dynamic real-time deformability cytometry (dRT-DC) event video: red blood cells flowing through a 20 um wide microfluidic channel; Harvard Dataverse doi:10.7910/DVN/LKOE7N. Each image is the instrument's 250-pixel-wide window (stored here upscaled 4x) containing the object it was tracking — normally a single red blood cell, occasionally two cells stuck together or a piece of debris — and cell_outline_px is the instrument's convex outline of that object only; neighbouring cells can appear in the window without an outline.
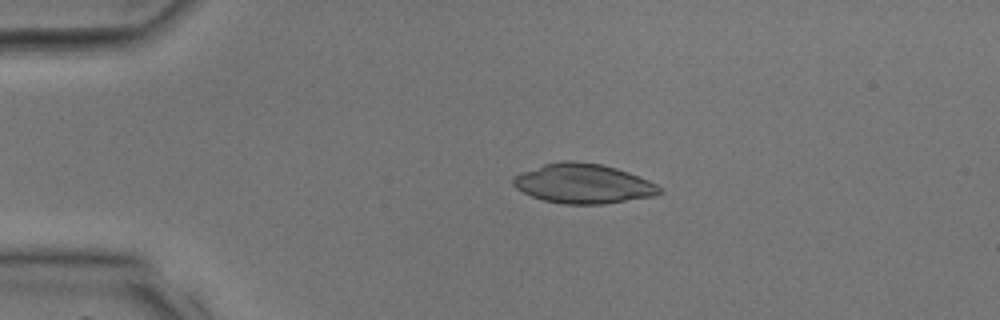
{"species": "common noctule bat (a hibernating species)", "species_latin": "Nyctalus noctula", "temperature_condition": "room temperature", "stored_images_in_passage": 39, "camera_frame_rate_fps": 3000, "um_per_image_px": 0.085, "animal": {"sex": "male", "body_mass_g": 17.9, "forearm_length_mm": 54.2}, "frame": {"image": 1, "passage_image": 9, "time_ms": 2.667, "image_size_px": [1000, 320], "cell_outline_px": [[664, 192], [652, 196], [604, 204], [564, 204], [544, 200], [532, 196], [516, 188], [512, 184], [512, 176], [544, 164], [564, 160], [572, 160], [600, 164], [616, 168], [628, 172], [648, 180], [656, 184]], "centroid_in_image_um": [49.56, 15.6], "position_along_channel_um": 35.4, "area_um2": 33.58}}
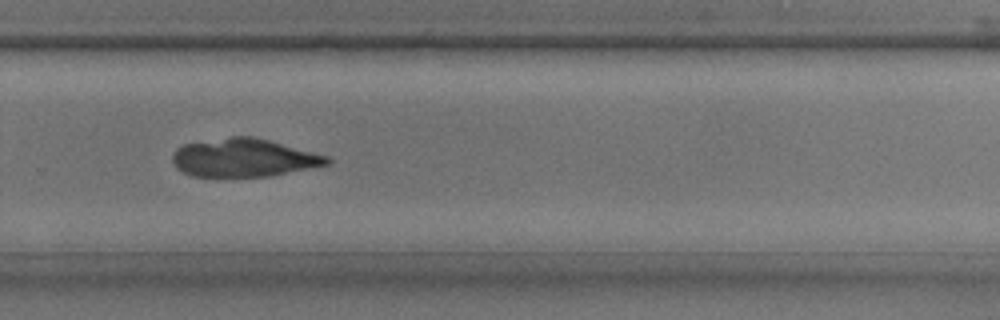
{"frame": {"image": 2, "passage_image": 27, "time_ms": 8.667, "image_size_px": [1000, 320], "cell_outline_px": [[332, 160], [328, 164], [268, 176], [196, 176], [184, 172], [176, 168], [172, 160], [172, 152], [176, 148], [184, 144], [232, 136], [256, 136], [328, 156]], "centroid_in_image_um": [20.7, 13.39], "position_along_channel_um": 309.1, "area_um2": 34.16}}
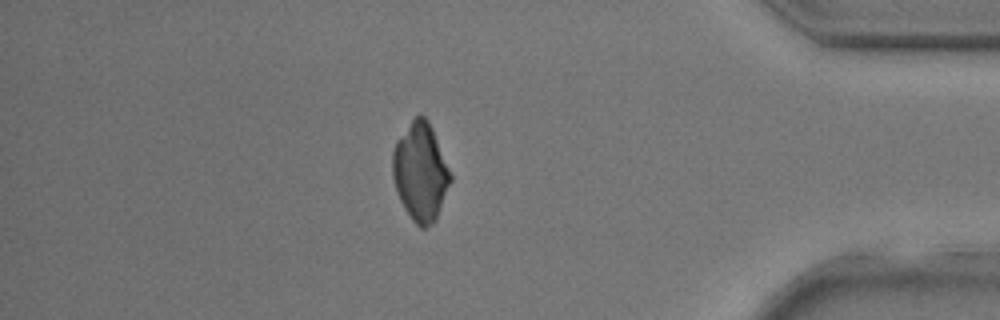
{"frame": {"image": 3, "passage_image": 34, "time_ms": 11.0, "image_size_px": [1000, 320], "cell_outline_px": [[452, 180], [436, 220], [432, 224], [424, 228], [420, 228], [412, 220], [404, 208], [396, 192], [392, 176], [392, 152], [396, 140], [412, 120], [416, 116], [424, 116], [428, 120], [432, 128], [452, 176]], "centroid_in_image_um": [35.73, 14.64], "position_along_channel_um": 399.5, "area_um2": 33.06}}